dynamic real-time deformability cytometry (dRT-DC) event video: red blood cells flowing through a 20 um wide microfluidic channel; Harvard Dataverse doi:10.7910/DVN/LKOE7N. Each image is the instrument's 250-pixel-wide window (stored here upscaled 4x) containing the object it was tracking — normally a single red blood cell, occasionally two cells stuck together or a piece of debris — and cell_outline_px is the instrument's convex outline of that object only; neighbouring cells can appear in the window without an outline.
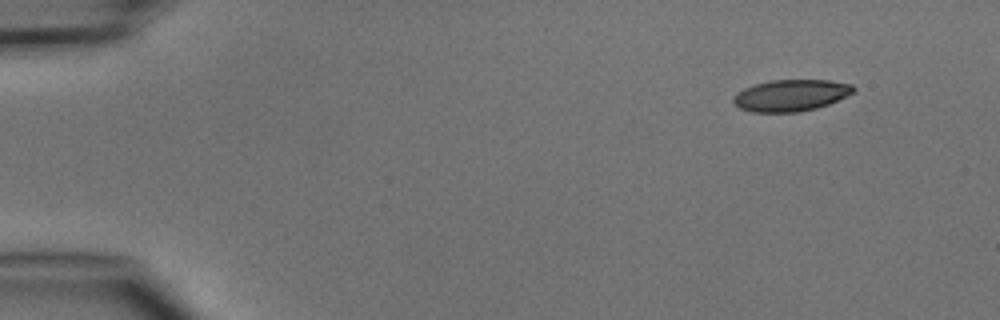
{"species": "common noctule bat (a hibernating species)", "species_latin": "Nyctalus noctula", "temperature_condition": "cold", "stored_images_in_passage": 4, "camera_frame_rate_fps": 3000, "um_per_image_px": 0.085, "animal": {"sex": "male", "body_mass_g": 15.6}, "frame": {"image": 1, "passage_image": 1, "time_ms": 0.0, "image_size_px": [1000, 320], "cell_outline_px": [[856, 88], [852, 92], [828, 104], [816, 108], [796, 112], [752, 112], [740, 108], [732, 100], [732, 96], [736, 92], [744, 88], [756, 84], [772, 80], [828, 80], [852, 84]], "centroid_in_image_um": [67.18, 8.1], "position_along_channel_um": 17.8, "area_um2": 21.91}}
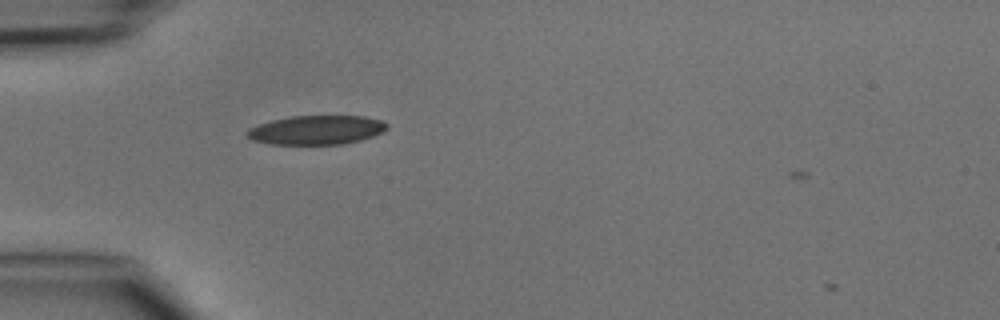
{"frame": {"image": 2, "passage_image": 4, "time_ms": 3.333, "image_size_px": [1000, 320], "cell_outline_px": [[388, 128], [372, 136], [360, 140], [344, 144], [268, 144], [252, 140], [244, 132], [248, 128], [272, 120], [292, 116], [364, 116], [380, 120], [388, 124]], "centroid_in_image_um": [26.87, 11.05], "position_along_channel_um": 58.1, "area_um2": 23.64}}